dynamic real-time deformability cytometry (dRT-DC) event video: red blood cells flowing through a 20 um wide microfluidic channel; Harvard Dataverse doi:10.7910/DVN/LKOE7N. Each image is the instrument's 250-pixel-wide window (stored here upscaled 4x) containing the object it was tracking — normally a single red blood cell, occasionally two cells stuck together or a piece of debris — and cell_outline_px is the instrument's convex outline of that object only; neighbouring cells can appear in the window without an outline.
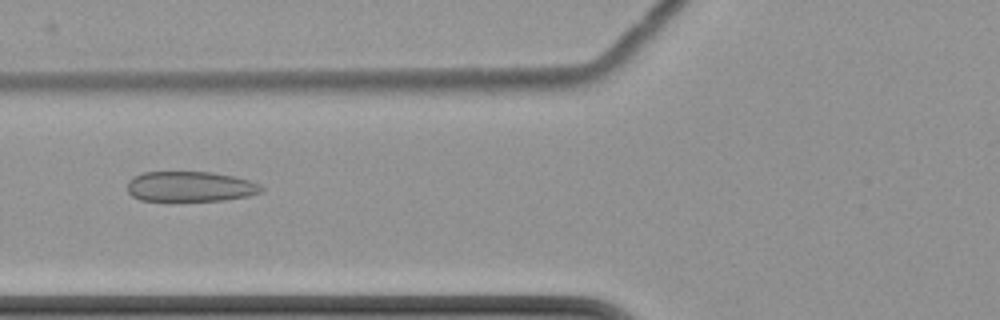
{"species": "common noctule bat (a hibernating species)", "species_latin": "Nyctalus noctula", "temperature_condition": "cold", "stored_images_in_passage": 8, "camera_frame_rate_fps": 3000, "um_per_image_px": 0.085, "animal": {"sex": "female", "body_mass_g": 22.7, "forearm_length_mm": 54.2}, "frame": {"image": 1, "passage_image": 7, "time_ms": 8.0, "image_size_px": [1000, 320], "cell_outline_px": [[264, 188], [260, 192], [248, 196], [224, 200], [172, 204], [140, 200], [132, 196], [128, 192], [128, 180], [132, 176], [144, 172], [212, 172], [232, 176], [248, 180], [260, 184]], "centroid_in_image_um": [16.1, 15.91], "position_along_channel_um": 109.7, "area_um2": 24.68}}
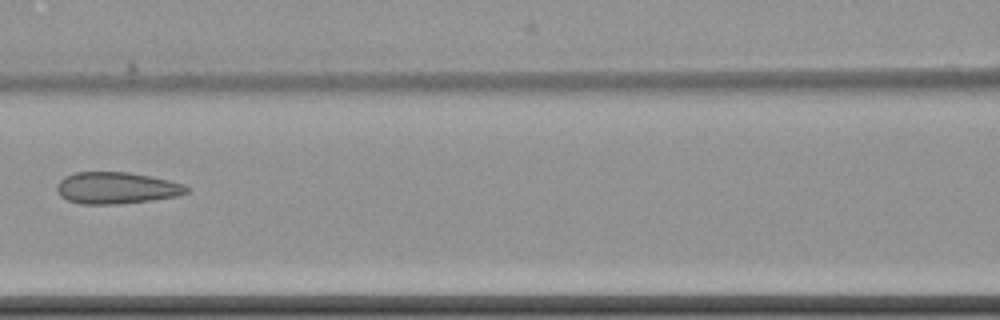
{"frame": {"image": 2, "passage_image": 8, "time_ms": 9.333, "image_size_px": [1000, 320], "cell_outline_px": [[188, 192], [180, 196], [152, 200], [116, 204], [80, 204], [68, 200], [60, 196], [56, 188], [56, 184], [64, 176], [76, 172], [128, 172], [152, 176], [184, 184], [188, 188]], "centroid_in_image_um": [9.9, 15.97], "position_along_channel_um": 156.7, "area_um2": 24.1}}